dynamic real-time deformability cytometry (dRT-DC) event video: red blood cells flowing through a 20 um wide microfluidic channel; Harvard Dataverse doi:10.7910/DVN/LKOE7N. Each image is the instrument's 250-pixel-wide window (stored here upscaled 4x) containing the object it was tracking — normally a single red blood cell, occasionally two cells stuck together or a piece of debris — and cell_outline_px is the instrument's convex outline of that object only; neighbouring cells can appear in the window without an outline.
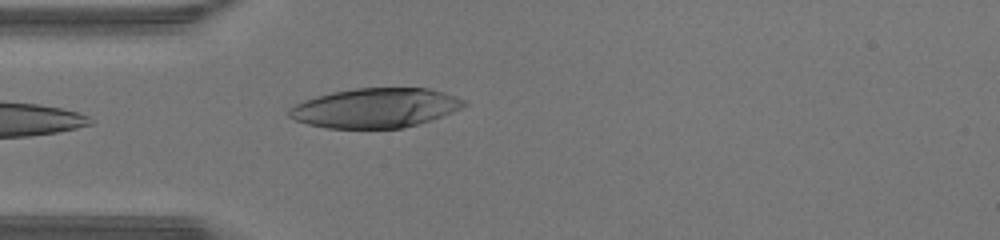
{"species": "human", "species_latin": "Homo sapiens", "temperature_condition": "warm", "stored_images_in_passage": 21, "camera_frame_rate_fps": 3000, "um_per_image_px": 0.085, "donor": {"sex": "male"}, "frame": {"image": 1, "passage_image": 1, "time_ms": 0.0, "image_size_px": [1000, 240], "cell_outline_px": [[468, 104], [452, 112], [432, 120], [400, 128], [328, 128], [308, 124], [296, 120], [288, 116], [288, 108], [304, 100], [316, 96], [332, 92], [356, 88], [428, 88], [444, 92], [456, 96], [464, 100]], "centroid_in_image_um": [31.9, 9.17], "position_along_channel_um": 53.1, "area_um2": 40.17}}
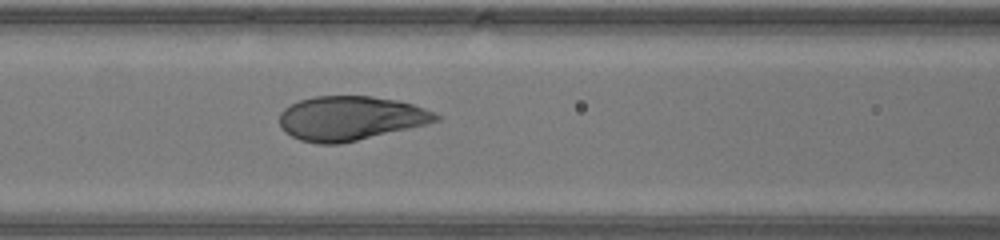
{"frame": {"image": 2, "passage_image": 7, "time_ms": 2.0, "image_size_px": [1000, 240], "cell_outline_px": [[440, 120], [428, 124], [340, 144], [316, 144], [300, 140], [284, 132], [280, 124], [280, 112], [284, 108], [300, 100], [316, 96], [372, 96], [400, 100], [424, 108], [440, 116]], "centroid_in_image_um": [29.78, 10.05], "position_along_channel_um": 136.8, "area_um2": 40.4}}
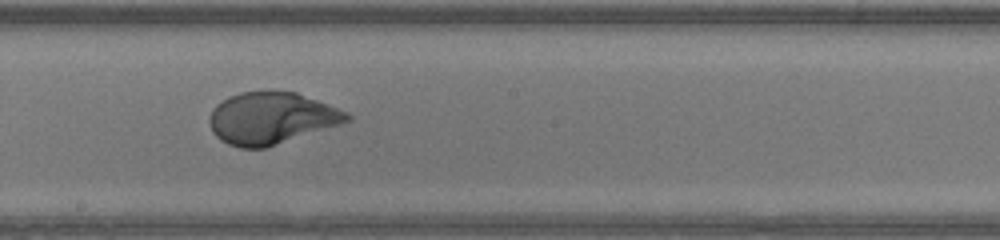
{"frame": {"image": 3, "passage_image": 13, "time_ms": 4.0, "image_size_px": [1000, 240], "cell_outline_px": [[352, 120], [340, 124], [264, 148], [240, 148], [228, 144], [220, 140], [212, 132], [208, 120], [212, 108], [216, 104], [228, 96], [240, 92], [268, 88], [296, 92], [348, 112], [352, 116]], "centroid_in_image_um": [23.02, 10.0], "position_along_channel_um": 225.2, "area_um2": 42.08}}